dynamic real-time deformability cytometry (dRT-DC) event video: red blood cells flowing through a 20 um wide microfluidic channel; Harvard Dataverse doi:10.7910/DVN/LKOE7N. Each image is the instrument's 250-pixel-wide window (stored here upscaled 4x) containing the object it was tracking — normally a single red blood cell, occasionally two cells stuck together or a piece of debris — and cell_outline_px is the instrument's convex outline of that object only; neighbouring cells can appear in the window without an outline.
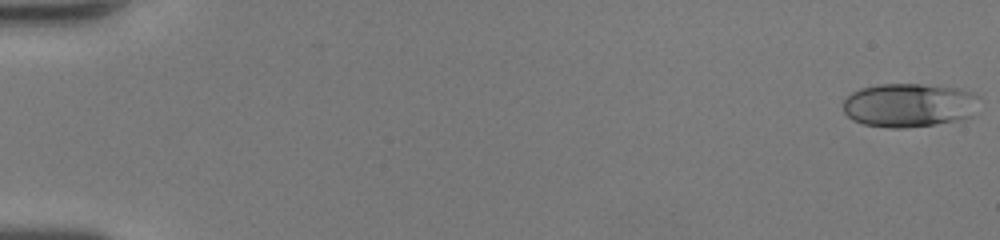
{"species": "human", "species_latin": "Homo sapiens", "temperature_condition": "room temperature", "stored_images_in_passage": 50, "camera_frame_rate_fps": 3000, "um_per_image_px": 0.085, "donor": {"sex": "female"}, "frame": {"image": 1, "passage_image": 1, "time_ms": 0.0, "image_size_px": [1000, 240], "cell_outline_px": [[980, 96], [972, 116], [956, 120], [936, 124], [904, 128], [888, 128], [864, 124], [852, 120], [844, 112], [844, 100], [852, 92], [860, 88], [880, 84], [920, 84], [956, 88], [972, 92]], "centroid_in_image_um": [77.26, 8.94], "position_along_channel_um": 7.7, "area_um2": 34.8}}
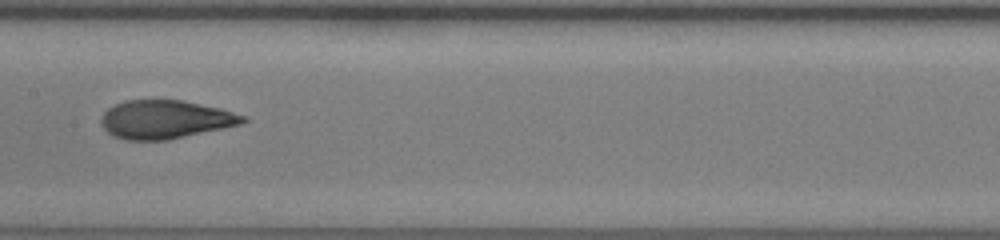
{"frame": {"image": 2, "passage_image": 27, "time_ms": 8.667, "image_size_px": [1000, 240], "cell_outline_px": [[248, 120], [240, 124], [224, 128], [168, 140], [124, 140], [112, 136], [100, 124], [100, 120], [104, 112], [108, 108], [124, 100], [184, 100], [220, 108], [248, 116]], "centroid_in_image_um": [14.05, 10.15], "position_along_channel_um": 193.3, "area_um2": 31.96}}
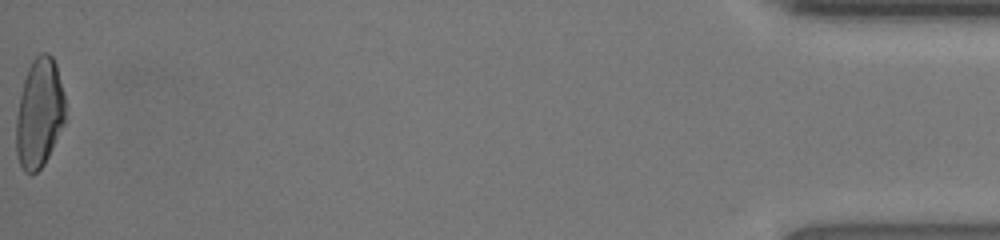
{"frame": {"image": 3, "passage_image": 50, "time_ms": 16.333, "image_size_px": [1000, 240], "cell_outline_px": [[64, 124], [44, 164], [36, 172], [24, 172], [20, 164], [16, 152], [16, 116], [20, 96], [24, 80], [28, 68], [32, 60], [40, 52], [48, 52], [52, 56], [56, 64], [64, 92]], "centroid_in_image_um": [3.34, 9.59], "position_along_channel_um": 431.9, "area_um2": 31.21}, "authors_computed_cell_mechanics": {"area_um2": 31.8189, "velocity_mm_per_s": 4.3371, "shape_relaxation_time_tau1_ms": 8.0274, "shape_relaxation_time_tau2_ms": 1.0039, "deformation_change_tau1": 0.3006, "deformation_change_tau2": 0.0764}}